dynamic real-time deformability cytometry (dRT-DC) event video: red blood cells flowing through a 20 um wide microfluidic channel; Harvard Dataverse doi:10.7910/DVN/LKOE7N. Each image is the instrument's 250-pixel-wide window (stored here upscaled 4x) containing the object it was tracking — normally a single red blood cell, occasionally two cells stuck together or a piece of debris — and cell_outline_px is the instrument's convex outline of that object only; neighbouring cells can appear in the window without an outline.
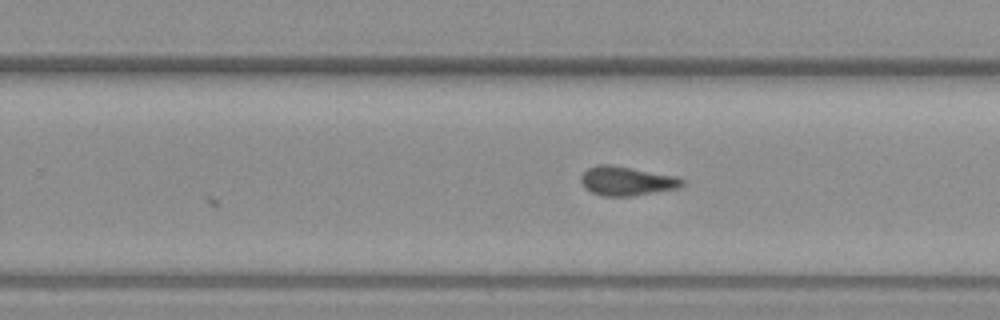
{"species": "common noctule bat (a hibernating species)", "species_latin": "Nyctalus noctula", "temperature_condition": "warm", "stored_images_in_passage": 31, "camera_frame_rate_fps": 3000, "um_per_image_px": 0.085, "animal": {"sex": "female", "body_mass_g": 19.3, "forearm_length_mm": 54.1}, "frame": {"image": 1, "passage_image": 31, "time_ms": 10.0, "image_size_px": [1000, 320], "cell_outline_px": [[684, 184], [680, 188], [632, 196], [604, 196], [592, 192], [580, 180], [580, 176], [588, 168], [596, 164], [608, 164], [632, 168], [676, 176], [684, 180]], "centroid_in_image_um": [53.29, 15.38], "position_along_channel_um": 276.5, "area_um2": 17.05}}